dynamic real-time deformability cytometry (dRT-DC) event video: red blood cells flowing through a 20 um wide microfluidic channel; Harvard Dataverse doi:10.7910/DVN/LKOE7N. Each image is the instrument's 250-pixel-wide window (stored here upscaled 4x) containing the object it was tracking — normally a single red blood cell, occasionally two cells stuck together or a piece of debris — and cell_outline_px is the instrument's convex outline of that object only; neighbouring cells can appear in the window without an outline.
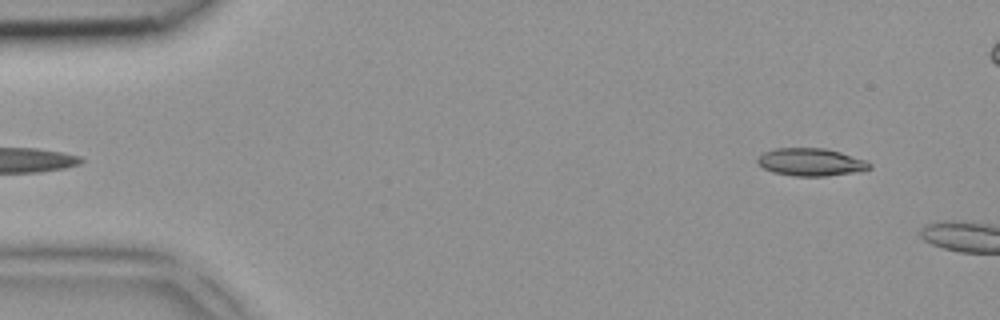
{"species": "common noctule bat (a hibernating species)", "species_latin": "Nyctalus noctula", "temperature_condition": "room temperature", "stored_images_in_passage": 4, "camera_frame_rate_fps": 3000, "um_per_image_px": 0.085, "animal": {"sex": "female", "body_mass_g": 18.4}, "frame": {"image": 1, "passage_image": 4, "time_ms": 1.0, "image_size_px": [1000, 320], "cell_outline_px": [[872, 168], [860, 172], [824, 176], [796, 176], [772, 172], [764, 168], [756, 160], [764, 152], [776, 148], [824, 148], [840, 152], [864, 160], [872, 164]], "centroid_in_image_um": [68.95, 13.78], "position_along_channel_um": 16.0, "area_um2": 17.98}}